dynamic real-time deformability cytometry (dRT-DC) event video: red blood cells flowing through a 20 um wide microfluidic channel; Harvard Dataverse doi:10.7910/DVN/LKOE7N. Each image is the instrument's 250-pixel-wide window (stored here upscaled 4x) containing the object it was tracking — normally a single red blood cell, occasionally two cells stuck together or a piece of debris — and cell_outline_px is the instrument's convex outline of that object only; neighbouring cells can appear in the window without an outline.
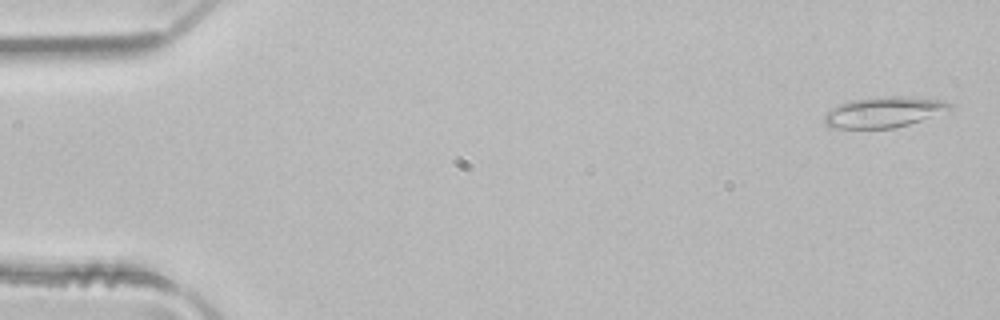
{"species": "common noctule bat (a hibernating species)", "species_latin": "Nyctalus noctula", "temperature_condition": "room temperature", "stored_images_in_passage": 4, "camera_frame_rate_fps": 3000, "um_per_image_px": 0.085, "animal": {"sex": "male", "body_mass_g": 21.5, "forearm_length_mm": 52.0}, "frame": {"image": 1, "passage_image": 1, "time_ms": 0.0, "image_size_px": [1000, 320], "cell_outline_px": [[952, 108], [920, 120], [908, 124], [892, 128], [832, 128], [824, 124], [824, 116], [832, 108], [840, 104], [852, 100], [888, 96], [900, 96], [944, 100], [952, 104]], "centroid_in_image_um": [75.09, 9.53], "position_along_channel_um": 9.9, "area_um2": 21.96}}